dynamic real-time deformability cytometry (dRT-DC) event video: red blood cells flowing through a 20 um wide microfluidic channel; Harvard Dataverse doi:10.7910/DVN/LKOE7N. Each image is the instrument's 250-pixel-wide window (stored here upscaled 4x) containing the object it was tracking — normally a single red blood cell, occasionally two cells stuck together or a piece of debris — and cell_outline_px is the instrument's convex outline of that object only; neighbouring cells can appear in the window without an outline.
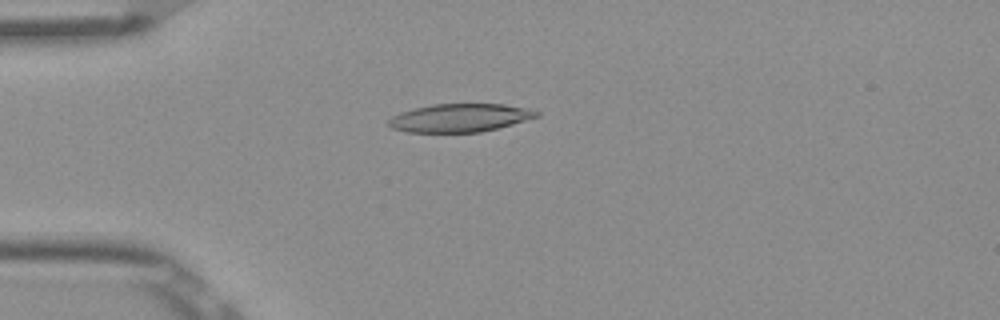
{"species": "Egyptian fruit bat (a non-hibernating species)", "species_latin": "Rousettus aegyptiacus", "temperature_condition": "room temperature", "stored_images_in_passage": 34, "camera_frame_rate_fps": 3000, "um_per_image_px": 0.085, "frame": {"image": 1, "passage_image": 1, "time_ms": 0.0, "image_size_px": [1000, 320], "cell_outline_px": [[540, 116], [512, 124], [480, 132], [408, 132], [392, 128], [388, 124], [388, 120], [392, 116], [400, 112], [432, 104], [504, 104], [528, 108], [540, 112]], "centroid_in_image_um": [39.1, 10.01], "position_along_channel_um": 45.9, "area_um2": 24.22}}
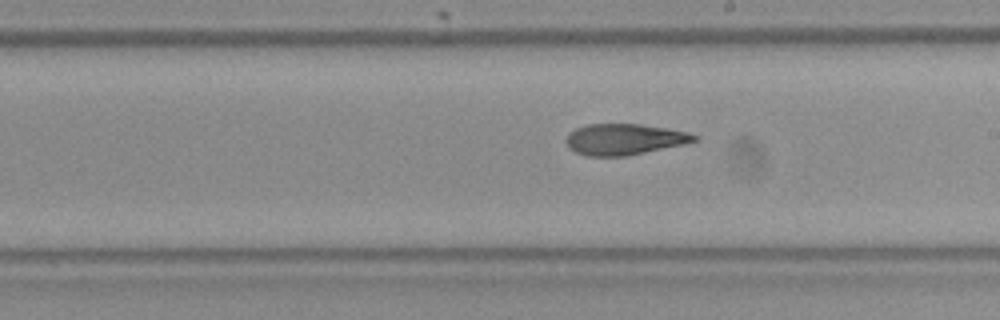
{"frame": {"image": 2, "passage_image": 17, "time_ms": 5.333, "image_size_px": [1000, 320], "cell_outline_px": [[700, 140], [684, 144], [624, 156], [584, 156], [568, 148], [564, 140], [568, 132], [576, 128], [588, 124], [640, 124], [668, 128], [688, 132], [700, 136]], "centroid_in_image_um": [53.05, 11.83], "position_along_channel_um": 235.9, "area_um2": 23.41}}
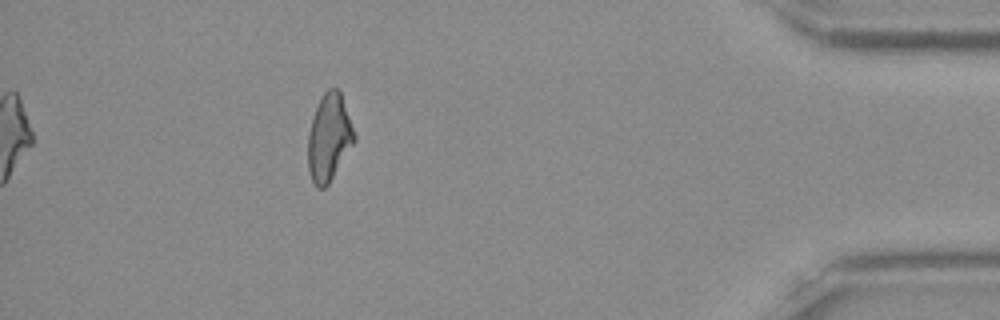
{"frame": {"image": 3, "passage_image": 34, "time_ms": 11.0, "image_size_px": [1000, 320], "cell_outline_px": [[356, 140], [328, 184], [324, 188], [316, 188], [312, 180], [308, 168], [308, 132], [312, 116], [320, 96], [328, 88], [336, 88], [340, 92], [356, 136]], "centroid_in_image_um": [27.95, 11.68], "position_along_channel_um": 407.2, "area_um2": 23.47}, "authors_computed_cell_mechanics": {"area_um2": 23.8714, "velocity_mm_per_s": 3.9011, "shape_relaxation_time_tau1_ms": null, "shape_relaxation_time_tau2_ms": 4.874, "deformation_change_tau1": null, "deformation_change_tau2": 0.1527}}